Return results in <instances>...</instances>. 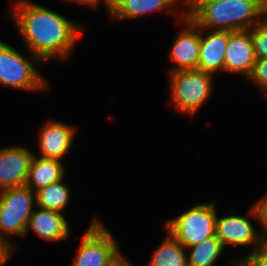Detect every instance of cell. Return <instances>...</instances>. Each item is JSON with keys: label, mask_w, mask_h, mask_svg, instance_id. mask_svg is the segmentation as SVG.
<instances>
[{"label": "cell", "mask_w": 267, "mask_h": 266, "mask_svg": "<svg viewBox=\"0 0 267 266\" xmlns=\"http://www.w3.org/2000/svg\"><path fill=\"white\" fill-rule=\"evenodd\" d=\"M12 6L10 17L22 35L28 53L42 62L69 59L82 34L81 24L30 0H13Z\"/></svg>", "instance_id": "cell-1"}, {"label": "cell", "mask_w": 267, "mask_h": 266, "mask_svg": "<svg viewBox=\"0 0 267 266\" xmlns=\"http://www.w3.org/2000/svg\"><path fill=\"white\" fill-rule=\"evenodd\" d=\"M185 7L184 14L207 30H249L264 18V0L187 2Z\"/></svg>", "instance_id": "cell-2"}, {"label": "cell", "mask_w": 267, "mask_h": 266, "mask_svg": "<svg viewBox=\"0 0 267 266\" xmlns=\"http://www.w3.org/2000/svg\"><path fill=\"white\" fill-rule=\"evenodd\" d=\"M28 55L0 40V86L33 92L48 88V82L36 68L42 61L31 52Z\"/></svg>", "instance_id": "cell-3"}, {"label": "cell", "mask_w": 267, "mask_h": 266, "mask_svg": "<svg viewBox=\"0 0 267 266\" xmlns=\"http://www.w3.org/2000/svg\"><path fill=\"white\" fill-rule=\"evenodd\" d=\"M169 76L170 103L177 111L193 117L209 99L214 75L194 69L170 72Z\"/></svg>", "instance_id": "cell-4"}, {"label": "cell", "mask_w": 267, "mask_h": 266, "mask_svg": "<svg viewBox=\"0 0 267 266\" xmlns=\"http://www.w3.org/2000/svg\"><path fill=\"white\" fill-rule=\"evenodd\" d=\"M34 206L35 192L26 184L0 190V237L14 248L10 238L25 236Z\"/></svg>", "instance_id": "cell-5"}, {"label": "cell", "mask_w": 267, "mask_h": 266, "mask_svg": "<svg viewBox=\"0 0 267 266\" xmlns=\"http://www.w3.org/2000/svg\"><path fill=\"white\" fill-rule=\"evenodd\" d=\"M217 208L214 203H197L190 210L166 221L165 229L185 248L216 234Z\"/></svg>", "instance_id": "cell-6"}, {"label": "cell", "mask_w": 267, "mask_h": 266, "mask_svg": "<svg viewBox=\"0 0 267 266\" xmlns=\"http://www.w3.org/2000/svg\"><path fill=\"white\" fill-rule=\"evenodd\" d=\"M81 238V245L71 266H104L120 248L112 233L96 216Z\"/></svg>", "instance_id": "cell-7"}, {"label": "cell", "mask_w": 267, "mask_h": 266, "mask_svg": "<svg viewBox=\"0 0 267 266\" xmlns=\"http://www.w3.org/2000/svg\"><path fill=\"white\" fill-rule=\"evenodd\" d=\"M180 16L184 28L171 45L169 56L175 65L169 72L197 69L200 55V27L184 14L183 9Z\"/></svg>", "instance_id": "cell-8"}, {"label": "cell", "mask_w": 267, "mask_h": 266, "mask_svg": "<svg viewBox=\"0 0 267 266\" xmlns=\"http://www.w3.org/2000/svg\"><path fill=\"white\" fill-rule=\"evenodd\" d=\"M256 58L251 29L228 31V44L224 54V72L250 77Z\"/></svg>", "instance_id": "cell-9"}, {"label": "cell", "mask_w": 267, "mask_h": 266, "mask_svg": "<svg viewBox=\"0 0 267 266\" xmlns=\"http://www.w3.org/2000/svg\"><path fill=\"white\" fill-rule=\"evenodd\" d=\"M35 154L26 147L0 149V190L26 184Z\"/></svg>", "instance_id": "cell-10"}, {"label": "cell", "mask_w": 267, "mask_h": 266, "mask_svg": "<svg viewBox=\"0 0 267 266\" xmlns=\"http://www.w3.org/2000/svg\"><path fill=\"white\" fill-rule=\"evenodd\" d=\"M38 131L39 157L62 161L74 142L76 128L62 121L48 120Z\"/></svg>", "instance_id": "cell-11"}, {"label": "cell", "mask_w": 267, "mask_h": 266, "mask_svg": "<svg viewBox=\"0 0 267 266\" xmlns=\"http://www.w3.org/2000/svg\"><path fill=\"white\" fill-rule=\"evenodd\" d=\"M251 219L240 215H217L216 237L225 248L228 244L239 247H248L254 244V249L259 244L261 233L256 232Z\"/></svg>", "instance_id": "cell-12"}, {"label": "cell", "mask_w": 267, "mask_h": 266, "mask_svg": "<svg viewBox=\"0 0 267 266\" xmlns=\"http://www.w3.org/2000/svg\"><path fill=\"white\" fill-rule=\"evenodd\" d=\"M227 44L228 30L200 28V55L197 69L212 75L217 74V71L224 72V54Z\"/></svg>", "instance_id": "cell-13"}, {"label": "cell", "mask_w": 267, "mask_h": 266, "mask_svg": "<svg viewBox=\"0 0 267 266\" xmlns=\"http://www.w3.org/2000/svg\"><path fill=\"white\" fill-rule=\"evenodd\" d=\"M32 212L26 228L34 231L40 238L46 241H63L70 235V227L63 213L36 207Z\"/></svg>", "instance_id": "cell-14"}, {"label": "cell", "mask_w": 267, "mask_h": 266, "mask_svg": "<svg viewBox=\"0 0 267 266\" xmlns=\"http://www.w3.org/2000/svg\"><path fill=\"white\" fill-rule=\"evenodd\" d=\"M180 5L178 0H116V3L112 10L109 12V16L114 20L124 19H136L143 17L146 14H151L157 11L166 10L172 14L179 15L180 11L174 9V5ZM170 9V10H169ZM174 11V13H173Z\"/></svg>", "instance_id": "cell-15"}, {"label": "cell", "mask_w": 267, "mask_h": 266, "mask_svg": "<svg viewBox=\"0 0 267 266\" xmlns=\"http://www.w3.org/2000/svg\"><path fill=\"white\" fill-rule=\"evenodd\" d=\"M65 171L62 161L41 158L35 153L26 185L36 192L42 187L62 180L65 176Z\"/></svg>", "instance_id": "cell-16"}, {"label": "cell", "mask_w": 267, "mask_h": 266, "mask_svg": "<svg viewBox=\"0 0 267 266\" xmlns=\"http://www.w3.org/2000/svg\"><path fill=\"white\" fill-rule=\"evenodd\" d=\"M161 245L154 251L147 266H188L186 248L169 232Z\"/></svg>", "instance_id": "cell-17"}, {"label": "cell", "mask_w": 267, "mask_h": 266, "mask_svg": "<svg viewBox=\"0 0 267 266\" xmlns=\"http://www.w3.org/2000/svg\"><path fill=\"white\" fill-rule=\"evenodd\" d=\"M63 180L64 178L37 190L35 192L36 207L63 213L69 205L71 193L68 184Z\"/></svg>", "instance_id": "cell-18"}, {"label": "cell", "mask_w": 267, "mask_h": 266, "mask_svg": "<svg viewBox=\"0 0 267 266\" xmlns=\"http://www.w3.org/2000/svg\"><path fill=\"white\" fill-rule=\"evenodd\" d=\"M186 249L191 251L190 255H187L188 266H213L224 252V247L216 235Z\"/></svg>", "instance_id": "cell-19"}, {"label": "cell", "mask_w": 267, "mask_h": 266, "mask_svg": "<svg viewBox=\"0 0 267 266\" xmlns=\"http://www.w3.org/2000/svg\"><path fill=\"white\" fill-rule=\"evenodd\" d=\"M232 258L230 266H267V236H261L256 248L243 259Z\"/></svg>", "instance_id": "cell-20"}, {"label": "cell", "mask_w": 267, "mask_h": 266, "mask_svg": "<svg viewBox=\"0 0 267 266\" xmlns=\"http://www.w3.org/2000/svg\"><path fill=\"white\" fill-rule=\"evenodd\" d=\"M251 37L256 59L267 58V19L263 18L251 28Z\"/></svg>", "instance_id": "cell-21"}, {"label": "cell", "mask_w": 267, "mask_h": 266, "mask_svg": "<svg viewBox=\"0 0 267 266\" xmlns=\"http://www.w3.org/2000/svg\"><path fill=\"white\" fill-rule=\"evenodd\" d=\"M250 208L248 214L262 227L261 236H267V194L261 196Z\"/></svg>", "instance_id": "cell-22"}, {"label": "cell", "mask_w": 267, "mask_h": 266, "mask_svg": "<svg viewBox=\"0 0 267 266\" xmlns=\"http://www.w3.org/2000/svg\"><path fill=\"white\" fill-rule=\"evenodd\" d=\"M248 79L267 93V58L256 59L253 71Z\"/></svg>", "instance_id": "cell-23"}, {"label": "cell", "mask_w": 267, "mask_h": 266, "mask_svg": "<svg viewBox=\"0 0 267 266\" xmlns=\"http://www.w3.org/2000/svg\"><path fill=\"white\" fill-rule=\"evenodd\" d=\"M15 251L16 248L0 237V266H4Z\"/></svg>", "instance_id": "cell-24"}, {"label": "cell", "mask_w": 267, "mask_h": 266, "mask_svg": "<svg viewBox=\"0 0 267 266\" xmlns=\"http://www.w3.org/2000/svg\"><path fill=\"white\" fill-rule=\"evenodd\" d=\"M69 1H73L77 4H81V5H88L89 7H93L96 8L99 5H103L106 7V9L108 10V13L112 10V8L114 7L116 0H69ZM100 3V4H99Z\"/></svg>", "instance_id": "cell-25"}, {"label": "cell", "mask_w": 267, "mask_h": 266, "mask_svg": "<svg viewBox=\"0 0 267 266\" xmlns=\"http://www.w3.org/2000/svg\"><path fill=\"white\" fill-rule=\"evenodd\" d=\"M133 263L127 261L124 255H122L119 249L110 259L105 263L104 266H134Z\"/></svg>", "instance_id": "cell-26"}, {"label": "cell", "mask_w": 267, "mask_h": 266, "mask_svg": "<svg viewBox=\"0 0 267 266\" xmlns=\"http://www.w3.org/2000/svg\"><path fill=\"white\" fill-rule=\"evenodd\" d=\"M213 1H219V0H189L188 2H213Z\"/></svg>", "instance_id": "cell-27"}, {"label": "cell", "mask_w": 267, "mask_h": 266, "mask_svg": "<svg viewBox=\"0 0 267 266\" xmlns=\"http://www.w3.org/2000/svg\"><path fill=\"white\" fill-rule=\"evenodd\" d=\"M264 18L267 19V0H264Z\"/></svg>", "instance_id": "cell-28"}, {"label": "cell", "mask_w": 267, "mask_h": 266, "mask_svg": "<svg viewBox=\"0 0 267 266\" xmlns=\"http://www.w3.org/2000/svg\"><path fill=\"white\" fill-rule=\"evenodd\" d=\"M178 1L181 3L182 6L184 5L181 8H184L189 0H178Z\"/></svg>", "instance_id": "cell-29"}]
</instances>
